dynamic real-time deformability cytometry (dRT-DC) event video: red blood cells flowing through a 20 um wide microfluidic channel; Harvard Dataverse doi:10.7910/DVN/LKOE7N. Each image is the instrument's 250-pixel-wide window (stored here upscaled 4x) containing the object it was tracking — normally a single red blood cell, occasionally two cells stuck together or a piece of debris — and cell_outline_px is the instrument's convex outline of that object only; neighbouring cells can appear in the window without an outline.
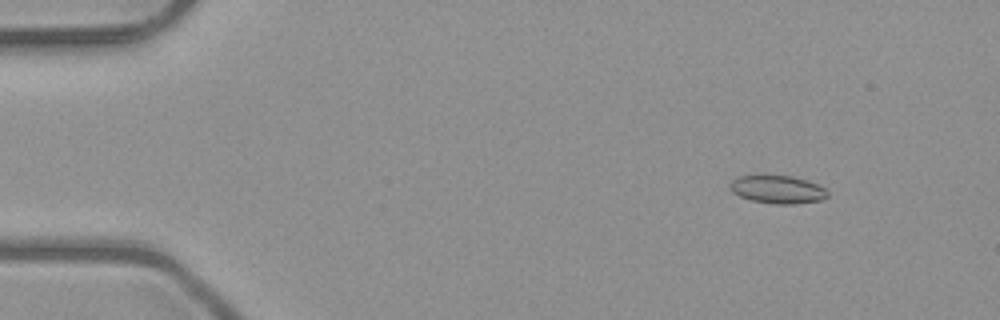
{"species": "common noctule bat (a hibernating species)", "species_latin": "Nyctalus noctula", "temperature_condition": "room temperature", "stored_images_in_passage": 50, "camera_frame_rate_fps": 3000, "um_per_image_px": 0.085, "animal": {"sex": "male", "body_mass_g": 23.1, "forearm_length_mm": 52.7}, "frame": {"image": 1, "passage_image": 4, "time_ms": 1.0, "image_size_px": [1000, 320], "cell_outline_px": [[828, 196], [820, 200], [792, 204], [776, 204], [752, 200], [740, 196], [732, 192], [728, 188], [728, 184], [736, 176], [764, 172], [792, 176], [816, 184], [824, 188], [828, 192]], "centroid_in_image_um": [65.99, 16.04], "position_along_channel_um": 19.0, "area_um2": 16.53}}
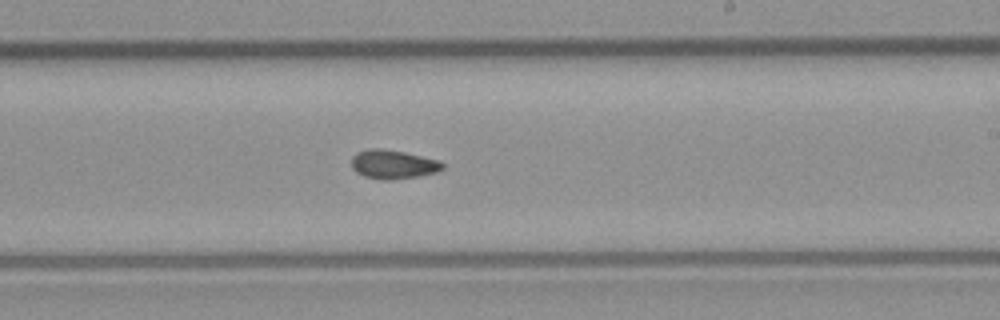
{"frame": {"image": 2, "passage_image": 29, "time_ms": 9.333, "image_size_px": [1000, 320], "cell_outline_px": [[444, 168], [436, 172], [416, 176], [388, 180], [384, 180], [364, 176], [356, 172], [352, 168], [352, 156], [356, 152], [372, 148], [380, 148], [404, 152], [436, 160], [444, 164]], "centroid_in_image_um": [33.37, 13.96], "position_along_channel_um": 255.6, "area_um2": 15.09}}
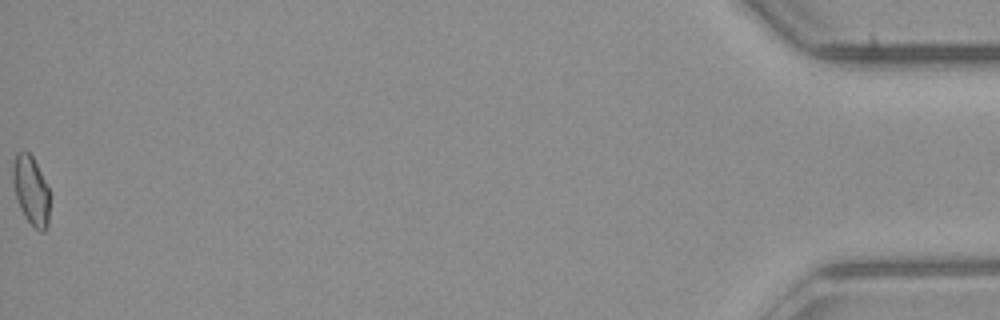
{"frame": {"image": 3, "passage_image": 50, "time_ms": 16.333, "image_size_px": [1000, 320], "cell_outline_px": [[48, 228], [44, 232], [40, 232], [24, 216], [20, 208], [12, 184], [12, 168], [16, 152], [28, 152], [32, 156], [48, 188]], "centroid_in_image_um": [2.61, 16.2], "position_along_channel_um": 432.6, "area_um2": 14.57}, "authors_computed_cell_mechanics": {"area_um2": 15.028, "velocity_mm_per_s": 4.041, "shape_relaxation_time_tau1_ms": null, "shape_relaxation_time_tau2_ms": 2.8414, "deformation_change_tau1": null, "deformation_change_tau2": 0.0776}}